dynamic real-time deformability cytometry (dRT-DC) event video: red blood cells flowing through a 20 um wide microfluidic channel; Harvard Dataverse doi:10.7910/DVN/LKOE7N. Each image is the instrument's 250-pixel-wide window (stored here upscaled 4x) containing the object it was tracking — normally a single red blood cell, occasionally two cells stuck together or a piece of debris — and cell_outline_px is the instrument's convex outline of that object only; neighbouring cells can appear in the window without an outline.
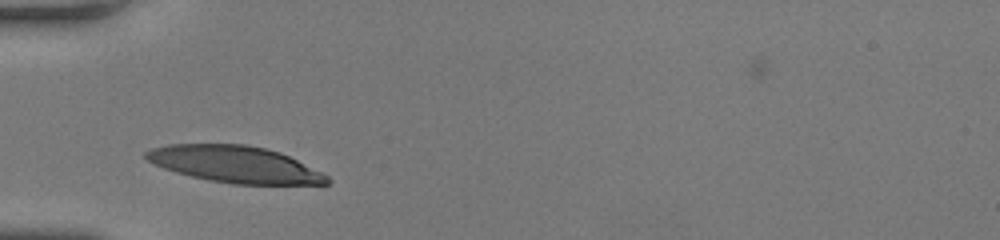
{"species": "human", "species_latin": "Homo sapiens", "temperature_condition": "room temperature", "stored_images_in_passage": 26, "camera_frame_rate_fps": 3000, "um_per_image_px": 0.085, "donor": {"sex": "female"}, "frame": {"image": 1, "passage_image": 1, "time_ms": 0.0, "image_size_px": [1000, 240], "cell_outline_px": [[332, 180], [328, 184], [232, 184], [208, 180], [176, 172], [164, 168], [148, 160], [144, 156], [144, 152], [152, 148], [168, 144], [244, 144], [264, 148], [280, 152], [328, 176]], "centroid_in_image_um": [19.95, 13.96], "position_along_channel_um": 65.0, "area_um2": 38.32}}
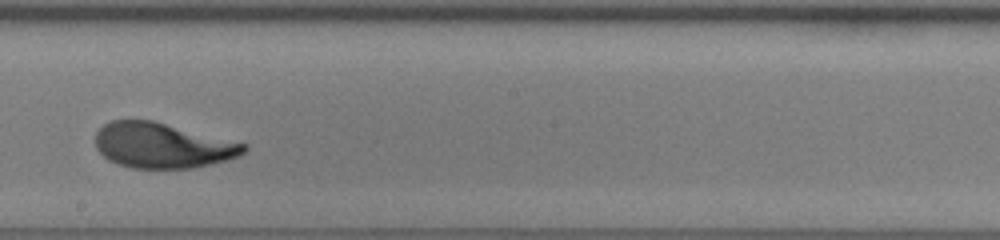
{"frame": {"image": 2, "passage_image": 14, "time_ms": 4.333, "image_size_px": [1000, 240], "cell_outline_px": [[248, 148], [244, 152], [236, 156], [224, 160], [192, 168], [132, 168], [108, 160], [96, 148], [96, 132], [104, 124], [112, 120], [152, 120], [248, 144]], "centroid_in_image_um": [13.78, 12.35], "position_along_channel_um": 234.4, "area_um2": 38.78}}
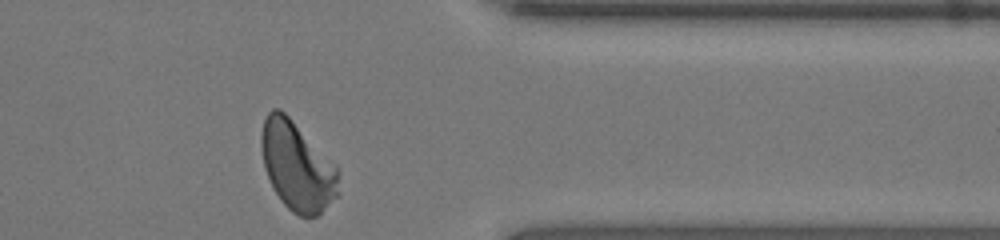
{"frame": {"image": 3, "passage_image": 26, "time_ms": 8.333, "image_size_px": [1000, 240], "cell_outline_px": [[340, 172], [336, 196], [316, 216], [300, 216], [292, 212], [280, 200], [272, 188], [264, 168], [260, 144], [260, 136], [264, 120], [268, 112], [272, 108], [280, 108], [288, 116]], "centroid_in_image_um": [25.19, 14.13], "position_along_channel_um": 386.2, "area_um2": 39.25}, "authors_computed_cell_mechanics": {"area_um2": 39.5063, "velocity_mm_per_s": 4.0232, "shape_relaxation_time_tau1_ms": 3.6457, "shape_relaxation_time_tau2_ms": 0.7512, "deformation_change_tau1": 0.1908, "deformation_change_tau2": 0.0696}}